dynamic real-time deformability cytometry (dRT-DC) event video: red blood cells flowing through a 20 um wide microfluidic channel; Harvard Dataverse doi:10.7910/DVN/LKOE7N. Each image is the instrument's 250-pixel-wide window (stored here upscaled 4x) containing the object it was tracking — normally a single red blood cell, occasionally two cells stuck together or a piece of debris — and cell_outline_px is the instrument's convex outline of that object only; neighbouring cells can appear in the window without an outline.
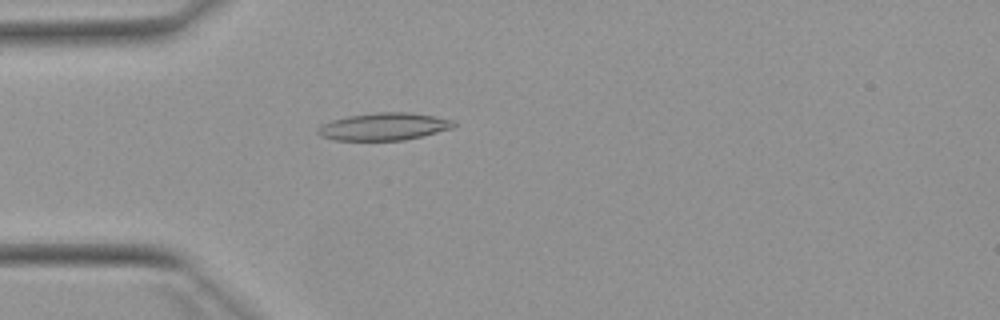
{"species": "Egyptian fruit bat (a non-hibernating species)", "species_latin": "Rousettus aegyptiacus", "temperature_condition": "warm", "stored_images_in_passage": 52, "camera_frame_rate_fps": 3000, "um_per_image_px": 0.085, "animal": {"sex": "female"}, "frame": {"image": 1, "passage_image": 15, "time_ms": 4.667, "image_size_px": [1000, 320], "cell_outline_px": [[456, 124], [452, 128], [404, 140], [336, 140], [320, 136], [316, 132], [316, 128], [320, 124], [332, 120], [348, 116], [376, 112], [408, 112], [432, 116], [452, 120]], "centroid_in_image_um": [32.56, 10.75], "position_along_channel_um": 52.4, "area_um2": 21.56}}
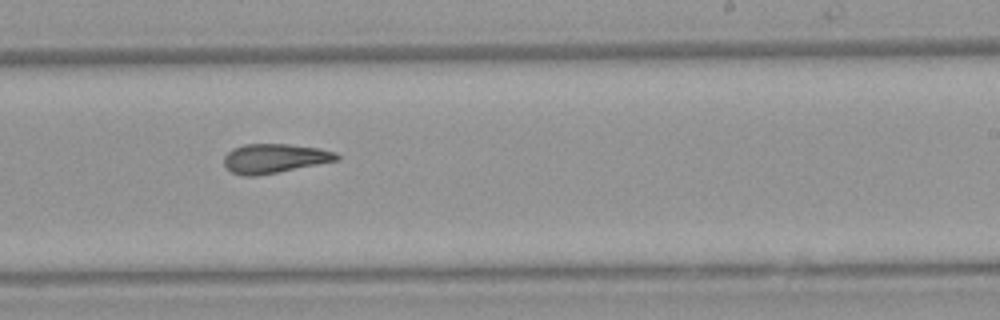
{"frame": {"image": 2, "passage_image": 32, "time_ms": 10.333, "image_size_px": [1000, 320], "cell_outline_px": [[340, 160], [256, 176], [244, 176], [232, 172], [224, 164], [224, 156], [232, 148], [244, 144], [288, 144], [320, 148], [336, 152], [340, 156]], "centroid_in_image_um": [23.35, 13.45], "position_along_channel_um": 265.7, "area_um2": 19.25}}
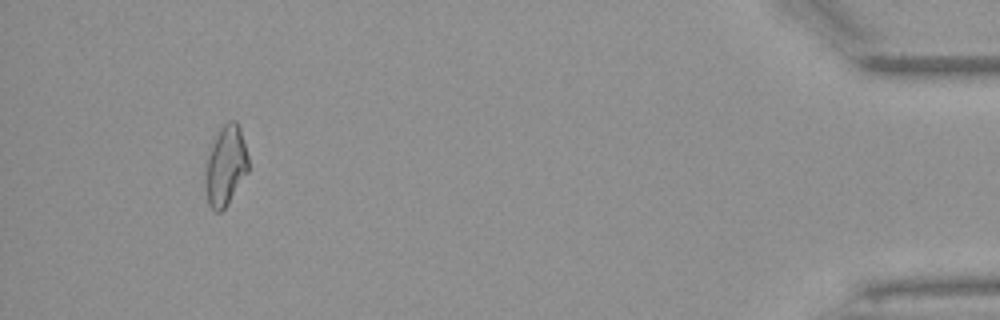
{"frame": {"image": 3, "passage_image": 49, "time_ms": 16.0, "image_size_px": [1000, 320], "cell_outline_px": [[248, 172], [228, 204], [220, 212], [216, 212], [208, 204], [204, 180], [204, 176], [208, 156], [216, 136], [224, 124], [228, 120], [236, 120], [240, 128], [248, 156]], "centroid_in_image_um": [19.18, 14.11], "position_along_channel_um": 416.0, "area_um2": 19.88}, "authors_computed_cell_mechanics": {"area_um2": 19.8543, "velocity_mm_per_s": 3.9122, "shape_relaxation_time_tau1_ms": null, "shape_relaxation_time_tau2_ms": 4.2477, "deformation_change_tau1": null, "deformation_change_tau2": 0.1476}}